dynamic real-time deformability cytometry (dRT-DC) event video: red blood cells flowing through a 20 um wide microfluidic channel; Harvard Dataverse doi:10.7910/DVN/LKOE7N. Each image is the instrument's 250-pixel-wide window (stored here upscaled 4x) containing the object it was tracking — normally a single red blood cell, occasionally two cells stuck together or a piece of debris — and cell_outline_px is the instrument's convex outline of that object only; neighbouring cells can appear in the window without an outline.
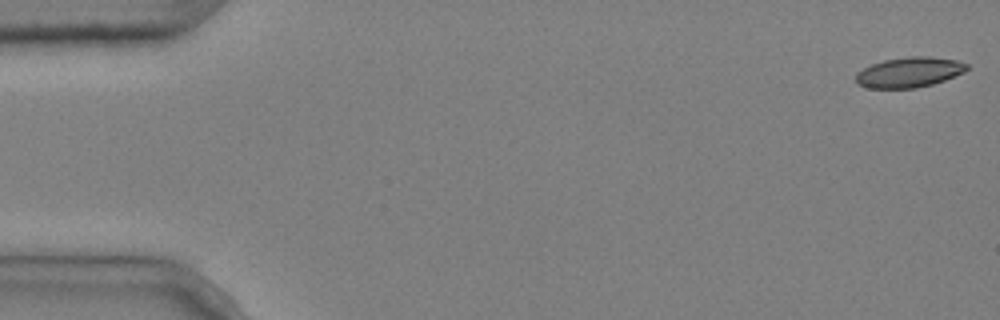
{"species": "common noctule bat (a hibernating species)", "species_latin": "Nyctalus noctula", "temperature_condition": "cold", "stored_images_in_passage": 4, "camera_frame_rate_fps": 3000, "um_per_image_px": 0.085, "animal": {"sex": "male", "body_mass_g": 20.4}, "frame": {"image": 1, "passage_image": 1, "time_ms": 0.0, "image_size_px": [1000, 320], "cell_outline_px": [[968, 68], [964, 72], [944, 80], [932, 84], [916, 88], [868, 88], [860, 84], [856, 80], [856, 72], [872, 64], [884, 60], [908, 56], [928, 56], [956, 60], [968, 64]], "centroid_in_image_um": [77.29, 6.13], "position_along_channel_um": 7.7, "area_um2": 19.42}}